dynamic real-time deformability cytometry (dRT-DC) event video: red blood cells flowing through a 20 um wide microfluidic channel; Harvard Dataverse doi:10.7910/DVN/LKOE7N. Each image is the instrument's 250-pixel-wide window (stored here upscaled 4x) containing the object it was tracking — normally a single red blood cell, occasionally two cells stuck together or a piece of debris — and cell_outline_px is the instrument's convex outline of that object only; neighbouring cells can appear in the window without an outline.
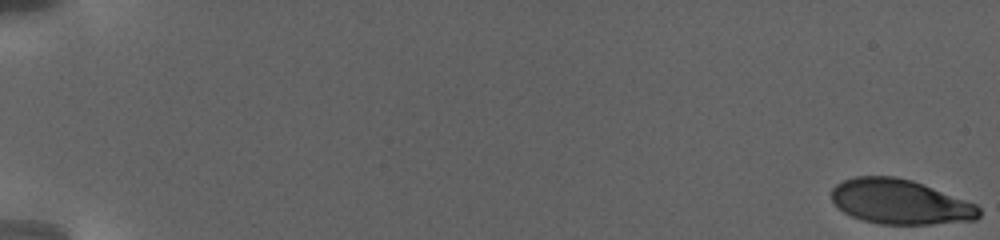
{"species": "human", "species_latin": "Homo sapiens", "temperature_condition": "warm", "stored_images_in_passage": 75, "camera_frame_rate_fps": 3000, "um_per_image_px": 0.085, "donor": {"sex": "female"}, "frame": {"image": 1, "passage_image": 1, "time_ms": 0.0, "image_size_px": [1000, 240], "cell_outline_px": [[980, 216], [976, 220], [932, 224], [880, 224], [864, 220], [852, 216], [844, 212], [832, 200], [832, 188], [836, 184], [844, 180], [856, 176], [896, 176], [912, 180], [976, 204], [980, 208]], "centroid_in_image_um": [76.52, 17.15], "position_along_channel_um": 8.5, "area_um2": 38.32}}
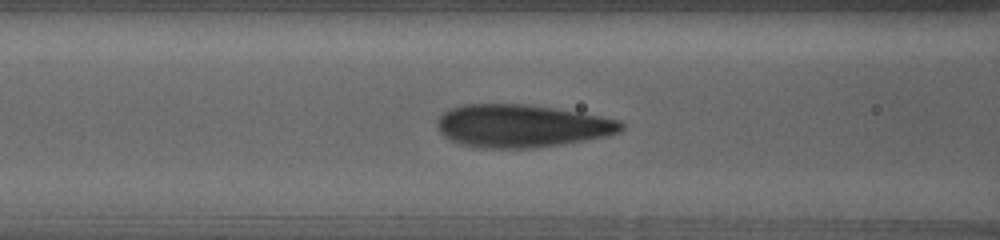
{"frame": {"image": 2, "passage_image": 60, "time_ms": 11.333, "image_size_px": [1000, 240], "cell_outline_px": [[624, 128], [620, 132], [608, 136], [564, 144], [536, 148], [484, 148], [460, 144], [444, 136], [440, 132], [436, 124], [436, 120], [448, 108], [464, 104], [528, 104], [624, 120]], "centroid_in_image_um": [44.36, 10.7], "position_along_channel_um": 122.2, "area_um2": 46.18}}
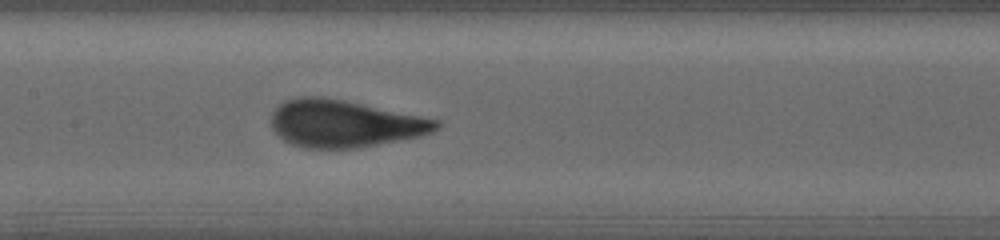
{"frame": {"image": 3, "passage_image": 74, "time_ms": 13.333, "image_size_px": [1000, 240], "cell_outline_px": [[440, 128], [424, 136], [360, 148], [304, 148], [292, 144], [284, 140], [272, 128], [272, 112], [284, 100], [296, 96], [320, 96], [344, 100], [440, 120]], "centroid_in_image_um": [29.3, 10.51], "position_along_channel_um": 178.1, "area_um2": 45.66}}